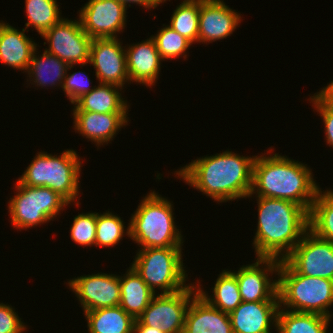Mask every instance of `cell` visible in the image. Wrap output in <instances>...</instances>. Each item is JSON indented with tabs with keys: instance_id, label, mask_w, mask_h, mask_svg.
Segmentation results:
<instances>
[{
	"instance_id": "cell-1",
	"label": "cell",
	"mask_w": 333,
	"mask_h": 333,
	"mask_svg": "<svg viewBox=\"0 0 333 333\" xmlns=\"http://www.w3.org/2000/svg\"><path fill=\"white\" fill-rule=\"evenodd\" d=\"M255 157L240 156L226 150L215 156L193 160L175 173L215 201L226 202L250 195Z\"/></svg>"
},
{
	"instance_id": "cell-2",
	"label": "cell",
	"mask_w": 333,
	"mask_h": 333,
	"mask_svg": "<svg viewBox=\"0 0 333 333\" xmlns=\"http://www.w3.org/2000/svg\"><path fill=\"white\" fill-rule=\"evenodd\" d=\"M257 197L256 257L284 260L309 229V213L292 201Z\"/></svg>"
},
{
	"instance_id": "cell-3",
	"label": "cell",
	"mask_w": 333,
	"mask_h": 333,
	"mask_svg": "<svg viewBox=\"0 0 333 333\" xmlns=\"http://www.w3.org/2000/svg\"><path fill=\"white\" fill-rule=\"evenodd\" d=\"M320 186L305 164L278 153L256 156L253 162L252 189L248 196L283 199L302 206L308 213Z\"/></svg>"
},
{
	"instance_id": "cell-4",
	"label": "cell",
	"mask_w": 333,
	"mask_h": 333,
	"mask_svg": "<svg viewBox=\"0 0 333 333\" xmlns=\"http://www.w3.org/2000/svg\"><path fill=\"white\" fill-rule=\"evenodd\" d=\"M172 205L155 191L150 192L131 216L126 236L143 249L182 247L183 238L175 225Z\"/></svg>"
},
{
	"instance_id": "cell-5",
	"label": "cell",
	"mask_w": 333,
	"mask_h": 333,
	"mask_svg": "<svg viewBox=\"0 0 333 333\" xmlns=\"http://www.w3.org/2000/svg\"><path fill=\"white\" fill-rule=\"evenodd\" d=\"M277 275L280 306L283 304L289 311L332 317L328 308L333 305V280L296 273L284 260Z\"/></svg>"
},
{
	"instance_id": "cell-6",
	"label": "cell",
	"mask_w": 333,
	"mask_h": 333,
	"mask_svg": "<svg viewBox=\"0 0 333 333\" xmlns=\"http://www.w3.org/2000/svg\"><path fill=\"white\" fill-rule=\"evenodd\" d=\"M77 155L73 149L59 156L38 152L18 182L29 187H48L71 204L79 195L82 162Z\"/></svg>"
},
{
	"instance_id": "cell-7",
	"label": "cell",
	"mask_w": 333,
	"mask_h": 333,
	"mask_svg": "<svg viewBox=\"0 0 333 333\" xmlns=\"http://www.w3.org/2000/svg\"><path fill=\"white\" fill-rule=\"evenodd\" d=\"M182 247L140 248L132 267L142 280L154 292L161 289V294H172L188 287L183 267Z\"/></svg>"
},
{
	"instance_id": "cell-8",
	"label": "cell",
	"mask_w": 333,
	"mask_h": 333,
	"mask_svg": "<svg viewBox=\"0 0 333 333\" xmlns=\"http://www.w3.org/2000/svg\"><path fill=\"white\" fill-rule=\"evenodd\" d=\"M16 184L18 193L10 198L8 210L11 223L19 230L51 221L70 204L48 187H29L18 181Z\"/></svg>"
},
{
	"instance_id": "cell-9",
	"label": "cell",
	"mask_w": 333,
	"mask_h": 333,
	"mask_svg": "<svg viewBox=\"0 0 333 333\" xmlns=\"http://www.w3.org/2000/svg\"><path fill=\"white\" fill-rule=\"evenodd\" d=\"M190 285L176 293L155 295L137 320L165 333H183L187 309L198 294L196 285Z\"/></svg>"
},
{
	"instance_id": "cell-10",
	"label": "cell",
	"mask_w": 333,
	"mask_h": 333,
	"mask_svg": "<svg viewBox=\"0 0 333 333\" xmlns=\"http://www.w3.org/2000/svg\"><path fill=\"white\" fill-rule=\"evenodd\" d=\"M284 261L301 275L333 280V243L309 229Z\"/></svg>"
},
{
	"instance_id": "cell-11",
	"label": "cell",
	"mask_w": 333,
	"mask_h": 333,
	"mask_svg": "<svg viewBox=\"0 0 333 333\" xmlns=\"http://www.w3.org/2000/svg\"><path fill=\"white\" fill-rule=\"evenodd\" d=\"M41 36L49 43L45 51L68 65L89 63L92 38L82 29L80 20L62 18Z\"/></svg>"
},
{
	"instance_id": "cell-12",
	"label": "cell",
	"mask_w": 333,
	"mask_h": 333,
	"mask_svg": "<svg viewBox=\"0 0 333 333\" xmlns=\"http://www.w3.org/2000/svg\"><path fill=\"white\" fill-rule=\"evenodd\" d=\"M127 7L118 0H89L79 11L85 33L93 38H117L126 24Z\"/></svg>"
},
{
	"instance_id": "cell-13",
	"label": "cell",
	"mask_w": 333,
	"mask_h": 333,
	"mask_svg": "<svg viewBox=\"0 0 333 333\" xmlns=\"http://www.w3.org/2000/svg\"><path fill=\"white\" fill-rule=\"evenodd\" d=\"M280 262L276 258L257 257L253 264L242 266L237 273L232 272L236 276L243 302L279 301L278 280H270L268 276L274 271L278 272Z\"/></svg>"
},
{
	"instance_id": "cell-14",
	"label": "cell",
	"mask_w": 333,
	"mask_h": 333,
	"mask_svg": "<svg viewBox=\"0 0 333 333\" xmlns=\"http://www.w3.org/2000/svg\"><path fill=\"white\" fill-rule=\"evenodd\" d=\"M67 284L75 292L84 312L120 304L121 290L118 275L106 273L84 275L73 278Z\"/></svg>"
},
{
	"instance_id": "cell-15",
	"label": "cell",
	"mask_w": 333,
	"mask_h": 333,
	"mask_svg": "<svg viewBox=\"0 0 333 333\" xmlns=\"http://www.w3.org/2000/svg\"><path fill=\"white\" fill-rule=\"evenodd\" d=\"M118 38H93L89 64L93 65L99 83L123 88L129 81L126 53Z\"/></svg>"
},
{
	"instance_id": "cell-16",
	"label": "cell",
	"mask_w": 333,
	"mask_h": 333,
	"mask_svg": "<svg viewBox=\"0 0 333 333\" xmlns=\"http://www.w3.org/2000/svg\"><path fill=\"white\" fill-rule=\"evenodd\" d=\"M241 15L223 0H200L198 42L212 43L233 34Z\"/></svg>"
},
{
	"instance_id": "cell-17",
	"label": "cell",
	"mask_w": 333,
	"mask_h": 333,
	"mask_svg": "<svg viewBox=\"0 0 333 333\" xmlns=\"http://www.w3.org/2000/svg\"><path fill=\"white\" fill-rule=\"evenodd\" d=\"M279 307V301H242L229 313L233 333H271L272 324L276 328Z\"/></svg>"
},
{
	"instance_id": "cell-18",
	"label": "cell",
	"mask_w": 333,
	"mask_h": 333,
	"mask_svg": "<svg viewBox=\"0 0 333 333\" xmlns=\"http://www.w3.org/2000/svg\"><path fill=\"white\" fill-rule=\"evenodd\" d=\"M125 53L129 82L153 86L160 74V61H162L154 39L150 37L143 42L133 44L125 49Z\"/></svg>"
},
{
	"instance_id": "cell-19",
	"label": "cell",
	"mask_w": 333,
	"mask_h": 333,
	"mask_svg": "<svg viewBox=\"0 0 333 333\" xmlns=\"http://www.w3.org/2000/svg\"><path fill=\"white\" fill-rule=\"evenodd\" d=\"M128 113L73 112L74 129L83 137L99 145L112 141L115 134L126 126Z\"/></svg>"
},
{
	"instance_id": "cell-20",
	"label": "cell",
	"mask_w": 333,
	"mask_h": 333,
	"mask_svg": "<svg viewBox=\"0 0 333 333\" xmlns=\"http://www.w3.org/2000/svg\"><path fill=\"white\" fill-rule=\"evenodd\" d=\"M191 302L183 333H233L228 313L210 305L199 293Z\"/></svg>"
},
{
	"instance_id": "cell-21",
	"label": "cell",
	"mask_w": 333,
	"mask_h": 333,
	"mask_svg": "<svg viewBox=\"0 0 333 333\" xmlns=\"http://www.w3.org/2000/svg\"><path fill=\"white\" fill-rule=\"evenodd\" d=\"M24 31L0 22V62L27 72L37 44Z\"/></svg>"
},
{
	"instance_id": "cell-22",
	"label": "cell",
	"mask_w": 333,
	"mask_h": 333,
	"mask_svg": "<svg viewBox=\"0 0 333 333\" xmlns=\"http://www.w3.org/2000/svg\"><path fill=\"white\" fill-rule=\"evenodd\" d=\"M121 87L99 83L73 104V112L128 113V104L122 98Z\"/></svg>"
},
{
	"instance_id": "cell-23",
	"label": "cell",
	"mask_w": 333,
	"mask_h": 333,
	"mask_svg": "<svg viewBox=\"0 0 333 333\" xmlns=\"http://www.w3.org/2000/svg\"><path fill=\"white\" fill-rule=\"evenodd\" d=\"M126 276H119L121 300L119 306L137 319L156 295L142 280L137 271L130 266Z\"/></svg>"
},
{
	"instance_id": "cell-24",
	"label": "cell",
	"mask_w": 333,
	"mask_h": 333,
	"mask_svg": "<svg viewBox=\"0 0 333 333\" xmlns=\"http://www.w3.org/2000/svg\"><path fill=\"white\" fill-rule=\"evenodd\" d=\"M37 47L35 48L30 61L27 73L32 83L43 86H59L62 87L66 72L71 70L74 65H68L60 60L57 56L44 51L42 56L37 57ZM32 74V75H31ZM33 77V78H32ZM34 79V80H33ZM49 84V85H48Z\"/></svg>"
},
{
	"instance_id": "cell-25",
	"label": "cell",
	"mask_w": 333,
	"mask_h": 333,
	"mask_svg": "<svg viewBox=\"0 0 333 333\" xmlns=\"http://www.w3.org/2000/svg\"><path fill=\"white\" fill-rule=\"evenodd\" d=\"M89 333H133L135 319L119 305L86 311Z\"/></svg>"
},
{
	"instance_id": "cell-26",
	"label": "cell",
	"mask_w": 333,
	"mask_h": 333,
	"mask_svg": "<svg viewBox=\"0 0 333 333\" xmlns=\"http://www.w3.org/2000/svg\"><path fill=\"white\" fill-rule=\"evenodd\" d=\"M281 308L280 306L277 312L276 330L278 333H327L331 318Z\"/></svg>"
},
{
	"instance_id": "cell-27",
	"label": "cell",
	"mask_w": 333,
	"mask_h": 333,
	"mask_svg": "<svg viewBox=\"0 0 333 333\" xmlns=\"http://www.w3.org/2000/svg\"><path fill=\"white\" fill-rule=\"evenodd\" d=\"M198 293L213 307L218 308L222 312L230 313L234 311L242 302L241 294L239 292V286L237 283L236 276L229 271L223 270L218 276L214 288L213 296H208L197 286ZM211 297V298H210Z\"/></svg>"
},
{
	"instance_id": "cell-28",
	"label": "cell",
	"mask_w": 333,
	"mask_h": 333,
	"mask_svg": "<svg viewBox=\"0 0 333 333\" xmlns=\"http://www.w3.org/2000/svg\"><path fill=\"white\" fill-rule=\"evenodd\" d=\"M308 223L310 231L333 243V191L318 190L309 211Z\"/></svg>"
},
{
	"instance_id": "cell-29",
	"label": "cell",
	"mask_w": 333,
	"mask_h": 333,
	"mask_svg": "<svg viewBox=\"0 0 333 333\" xmlns=\"http://www.w3.org/2000/svg\"><path fill=\"white\" fill-rule=\"evenodd\" d=\"M58 6L56 0H25L28 19L25 30L31 26L40 35L49 30L62 19Z\"/></svg>"
},
{
	"instance_id": "cell-30",
	"label": "cell",
	"mask_w": 333,
	"mask_h": 333,
	"mask_svg": "<svg viewBox=\"0 0 333 333\" xmlns=\"http://www.w3.org/2000/svg\"><path fill=\"white\" fill-rule=\"evenodd\" d=\"M199 12L200 0H184L174 10L168 26L192 44L198 42Z\"/></svg>"
},
{
	"instance_id": "cell-31",
	"label": "cell",
	"mask_w": 333,
	"mask_h": 333,
	"mask_svg": "<svg viewBox=\"0 0 333 333\" xmlns=\"http://www.w3.org/2000/svg\"><path fill=\"white\" fill-rule=\"evenodd\" d=\"M124 229V223L119 216L109 211L103 214L96 213L95 246L109 247L117 245L124 236Z\"/></svg>"
},
{
	"instance_id": "cell-32",
	"label": "cell",
	"mask_w": 333,
	"mask_h": 333,
	"mask_svg": "<svg viewBox=\"0 0 333 333\" xmlns=\"http://www.w3.org/2000/svg\"><path fill=\"white\" fill-rule=\"evenodd\" d=\"M152 38L156 43V48L163 61L165 59L179 58V56H183L184 59H186V50L192 45L188 39L180 35L168 25L161 28L157 35L152 36Z\"/></svg>"
},
{
	"instance_id": "cell-33",
	"label": "cell",
	"mask_w": 333,
	"mask_h": 333,
	"mask_svg": "<svg viewBox=\"0 0 333 333\" xmlns=\"http://www.w3.org/2000/svg\"><path fill=\"white\" fill-rule=\"evenodd\" d=\"M71 239L83 246L95 245L96 213H82L74 217L70 228Z\"/></svg>"
},
{
	"instance_id": "cell-34",
	"label": "cell",
	"mask_w": 333,
	"mask_h": 333,
	"mask_svg": "<svg viewBox=\"0 0 333 333\" xmlns=\"http://www.w3.org/2000/svg\"><path fill=\"white\" fill-rule=\"evenodd\" d=\"M85 72H73L72 74L67 75L64 78V83L62 86L63 91L66 93V96L73 104L76 100H78L82 95L93 90L90 88V80L88 75L85 74V78L83 77ZM83 75V76H82Z\"/></svg>"
},
{
	"instance_id": "cell-35",
	"label": "cell",
	"mask_w": 333,
	"mask_h": 333,
	"mask_svg": "<svg viewBox=\"0 0 333 333\" xmlns=\"http://www.w3.org/2000/svg\"><path fill=\"white\" fill-rule=\"evenodd\" d=\"M317 112L323 119L326 142L333 148V105L326 102L318 93L310 97Z\"/></svg>"
},
{
	"instance_id": "cell-36",
	"label": "cell",
	"mask_w": 333,
	"mask_h": 333,
	"mask_svg": "<svg viewBox=\"0 0 333 333\" xmlns=\"http://www.w3.org/2000/svg\"><path fill=\"white\" fill-rule=\"evenodd\" d=\"M26 326L10 305L0 303V333H22Z\"/></svg>"
},
{
	"instance_id": "cell-37",
	"label": "cell",
	"mask_w": 333,
	"mask_h": 333,
	"mask_svg": "<svg viewBox=\"0 0 333 333\" xmlns=\"http://www.w3.org/2000/svg\"><path fill=\"white\" fill-rule=\"evenodd\" d=\"M118 1L124 4L126 7L131 6L129 3H136L139 6L151 9V8H156L157 5H159L162 0H118Z\"/></svg>"
},
{
	"instance_id": "cell-38",
	"label": "cell",
	"mask_w": 333,
	"mask_h": 333,
	"mask_svg": "<svg viewBox=\"0 0 333 333\" xmlns=\"http://www.w3.org/2000/svg\"><path fill=\"white\" fill-rule=\"evenodd\" d=\"M133 333H165L159 328L155 329L151 326H146L141 324L137 319H135L133 326Z\"/></svg>"
},
{
	"instance_id": "cell-39",
	"label": "cell",
	"mask_w": 333,
	"mask_h": 333,
	"mask_svg": "<svg viewBox=\"0 0 333 333\" xmlns=\"http://www.w3.org/2000/svg\"><path fill=\"white\" fill-rule=\"evenodd\" d=\"M328 86L324 87L318 94L328 103L333 105V81Z\"/></svg>"
}]
</instances>
